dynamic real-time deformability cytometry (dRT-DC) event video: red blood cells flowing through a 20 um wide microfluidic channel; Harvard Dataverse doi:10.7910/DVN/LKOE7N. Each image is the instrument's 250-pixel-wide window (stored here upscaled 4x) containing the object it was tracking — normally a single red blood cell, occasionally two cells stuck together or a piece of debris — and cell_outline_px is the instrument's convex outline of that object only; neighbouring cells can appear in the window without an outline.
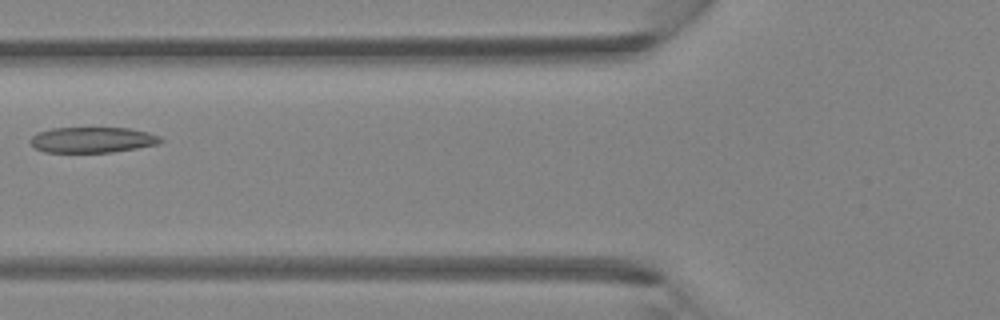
{"species": "Egyptian fruit bat (a non-hibernating species)", "species_latin": "Rousettus aegyptiacus", "temperature_condition": "room temperature", "stored_images_in_passage": 5, "camera_frame_rate_fps": 3000, "um_per_image_px": 0.085, "animal": {"sex": "female"}, "frame": {"image": 1, "passage_image": 5, "time_ms": 1.333, "image_size_px": [1000, 320], "cell_outline_px": [[164, 140], [160, 144], [112, 152], [44, 152], [36, 148], [28, 140], [36, 132], [52, 128], [128, 128], [148, 132], [160, 136]], "centroid_in_image_um": [7.86, 11.88], "position_along_channel_um": 117.9, "area_um2": 19.54}}